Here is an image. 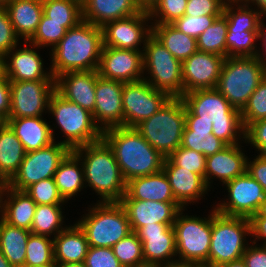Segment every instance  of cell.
<instances>
[{
  "label": "cell",
  "mask_w": 266,
  "mask_h": 267,
  "mask_svg": "<svg viewBox=\"0 0 266 267\" xmlns=\"http://www.w3.org/2000/svg\"><path fill=\"white\" fill-rule=\"evenodd\" d=\"M103 47L102 27L82 20L69 28L51 50L50 70L54 78L71 71L98 70Z\"/></svg>",
  "instance_id": "6da1fadb"
},
{
  "label": "cell",
  "mask_w": 266,
  "mask_h": 267,
  "mask_svg": "<svg viewBox=\"0 0 266 267\" xmlns=\"http://www.w3.org/2000/svg\"><path fill=\"white\" fill-rule=\"evenodd\" d=\"M102 138L112 148L126 183L163 169L165 157L156 151L135 127H114L103 131Z\"/></svg>",
  "instance_id": "7a4b0ae2"
},
{
  "label": "cell",
  "mask_w": 266,
  "mask_h": 267,
  "mask_svg": "<svg viewBox=\"0 0 266 267\" xmlns=\"http://www.w3.org/2000/svg\"><path fill=\"white\" fill-rule=\"evenodd\" d=\"M72 151L82 162L86 187L100 195L98 202H119L126 193V181L108 143L102 138Z\"/></svg>",
  "instance_id": "3957f363"
},
{
  "label": "cell",
  "mask_w": 266,
  "mask_h": 267,
  "mask_svg": "<svg viewBox=\"0 0 266 267\" xmlns=\"http://www.w3.org/2000/svg\"><path fill=\"white\" fill-rule=\"evenodd\" d=\"M181 99L185 104V115L209 120L213 123L212 134L227 145L245 141L240 111L233 108L216 88L194 90L184 94Z\"/></svg>",
  "instance_id": "277c9868"
},
{
  "label": "cell",
  "mask_w": 266,
  "mask_h": 267,
  "mask_svg": "<svg viewBox=\"0 0 266 267\" xmlns=\"http://www.w3.org/2000/svg\"><path fill=\"white\" fill-rule=\"evenodd\" d=\"M135 129L163 157L167 158L182 143L185 129V104L181 98H170L150 118Z\"/></svg>",
  "instance_id": "5b68a950"
},
{
  "label": "cell",
  "mask_w": 266,
  "mask_h": 267,
  "mask_svg": "<svg viewBox=\"0 0 266 267\" xmlns=\"http://www.w3.org/2000/svg\"><path fill=\"white\" fill-rule=\"evenodd\" d=\"M265 78V66L255 57H226L216 89L240 112Z\"/></svg>",
  "instance_id": "8992f818"
},
{
  "label": "cell",
  "mask_w": 266,
  "mask_h": 267,
  "mask_svg": "<svg viewBox=\"0 0 266 267\" xmlns=\"http://www.w3.org/2000/svg\"><path fill=\"white\" fill-rule=\"evenodd\" d=\"M76 221L86 234L89 247L112 248L131 233L129 219L120 202H96Z\"/></svg>",
  "instance_id": "52a82bcc"
},
{
  "label": "cell",
  "mask_w": 266,
  "mask_h": 267,
  "mask_svg": "<svg viewBox=\"0 0 266 267\" xmlns=\"http://www.w3.org/2000/svg\"><path fill=\"white\" fill-rule=\"evenodd\" d=\"M212 232L208 266L241 259L248 244L245 236H251L249 218L225 216L212 207Z\"/></svg>",
  "instance_id": "ba28073f"
},
{
  "label": "cell",
  "mask_w": 266,
  "mask_h": 267,
  "mask_svg": "<svg viewBox=\"0 0 266 267\" xmlns=\"http://www.w3.org/2000/svg\"><path fill=\"white\" fill-rule=\"evenodd\" d=\"M48 112L56 120L65 138L59 141L70 150L102 139L103 132L95 124L90 111L64 99L56 91L51 95Z\"/></svg>",
  "instance_id": "9c48e42d"
},
{
  "label": "cell",
  "mask_w": 266,
  "mask_h": 267,
  "mask_svg": "<svg viewBox=\"0 0 266 267\" xmlns=\"http://www.w3.org/2000/svg\"><path fill=\"white\" fill-rule=\"evenodd\" d=\"M182 208L176 216L175 232L177 263L208 265L212 232V209L208 217L188 216ZM184 214V215H183Z\"/></svg>",
  "instance_id": "30bf717a"
},
{
  "label": "cell",
  "mask_w": 266,
  "mask_h": 267,
  "mask_svg": "<svg viewBox=\"0 0 266 267\" xmlns=\"http://www.w3.org/2000/svg\"><path fill=\"white\" fill-rule=\"evenodd\" d=\"M143 63L144 72L148 74L144 80L152 87L166 92L171 98L183 96L182 63L153 34L144 44Z\"/></svg>",
  "instance_id": "8fae6325"
},
{
  "label": "cell",
  "mask_w": 266,
  "mask_h": 267,
  "mask_svg": "<svg viewBox=\"0 0 266 267\" xmlns=\"http://www.w3.org/2000/svg\"><path fill=\"white\" fill-rule=\"evenodd\" d=\"M70 151L66 145L54 141L44 148L27 152L19 170L8 181V186L24 191L40 180L54 177L59 164Z\"/></svg>",
  "instance_id": "7c38bea8"
},
{
  "label": "cell",
  "mask_w": 266,
  "mask_h": 267,
  "mask_svg": "<svg viewBox=\"0 0 266 267\" xmlns=\"http://www.w3.org/2000/svg\"><path fill=\"white\" fill-rule=\"evenodd\" d=\"M170 98L145 80L123 83V126L135 127L159 111Z\"/></svg>",
  "instance_id": "4fadbf2b"
},
{
  "label": "cell",
  "mask_w": 266,
  "mask_h": 267,
  "mask_svg": "<svg viewBox=\"0 0 266 267\" xmlns=\"http://www.w3.org/2000/svg\"><path fill=\"white\" fill-rule=\"evenodd\" d=\"M228 192L226 201H220L215 210L225 216L251 218L257 213L266 197L261 184L246 171L243 175L224 184Z\"/></svg>",
  "instance_id": "5bb4252c"
},
{
  "label": "cell",
  "mask_w": 266,
  "mask_h": 267,
  "mask_svg": "<svg viewBox=\"0 0 266 267\" xmlns=\"http://www.w3.org/2000/svg\"><path fill=\"white\" fill-rule=\"evenodd\" d=\"M11 110L9 118H31L48 112L55 80L10 81ZM47 110V111H46Z\"/></svg>",
  "instance_id": "9a60e30c"
},
{
  "label": "cell",
  "mask_w": 266,
  "mask_h": 267,
  "mask_svg": "<svg viewBox=\"0 0 266 267\" xmlns=\"http://www.w3.org/2000/svg\"><path fill=\"white\" fill-rule=\"evenodd\" d=\"M102 30L103 46L143 51L146 39L152 34L150 15L140 11L133 16L107 22Z\"/></svg>",
  "instance_id": "2e32d148"
},
{
  "label": "cell",
  "mask_w": 266,
  "mask_h": 267,
  "mask_svg": "<svg viewBox=\"0 0 266 267\" xmlns=\"http://www.w3.org/2000/svg\"><path fill=\"white\" fill-rule=\"evenodd\" d=\"M98 73L103 78L122 83L144 80L143 51L103 46Z\"/></svg>",
  "instance_id": "e0dca14e"
},
{
  "label": "cell",
  "mask_w": 266,
  "mask_h": 267,
  "mask_svg": "<svg viewBox=\"0 0 266 267\" xmlns=\"http://www.w3.org/2000/svg\"><path fill=\"white\" fill-rule=\"evenodd\" d=\"M173 224H146L135 232L142 242L145 263L162 264L165 266L177 263V260H175L177 253Z\"/></svg>",
  "instance_id": "ac0fdd59"
},
{
  "label": "cell",
  "mask_w": 266,
  "mask_h": 267,
  "mask_svg": "<svg viewBox=\"0 0 266 267\" xmlns=\"http://www.w3.org/2000/svg\"><path fill=\"white\" fill-rule=\"evenodd\" d=\"M225 57L196 51L182 62L183 95L199 89H214L219 80Z\"/></svg>",
  "instance_id": "d6986e66"
},
{
  "label": "cell",
  "mask_w": 266,
  "mask_h": 267,
  "mask_svg": "<svg viewBox=\"0 0 266 267\" xmlns=\"http://www.w3.org/2000/svg\"><path fill=\"white\" fill-rule=\"evenodd\" d=\"M123 83L100 75L95 86V108L92 113L95 124L103 132L123 126Z\"/></svg>",
  "instance_id": "ffe728a7"
},
{
  "label": "cell",
  "mask_w": 266,
  "mask_h": 267,
  "mask_svg": "<svg viewBox=\"0 0 266 267\" xmlns=\"http://www.w3.org/2000/svg\"><path fill=\"white\" fill-rule=\"evenodd\" d=\"M23 44L25 47L16 46L5 55L6 75L9 81L55 80L50 69L44 70L43 59L36 51L39 47L36 48L28 41Z\"/></svg>",
  "instance_id": "44dd1931"
},
{
  "label": "cell",
  "mask_w": 266,
  "mask_h": 267,
  "mask_svg": "<svg viewBox=\"0 0 266 267\" xmlns=\"http://www.w3.org/2000/svg\"><path fill=\"white\" fill-rule=\"evenodd\" d=\"M120 204L126 211L132 232L144 225L155 223H174L182 207L177 202L121 199Z\"/></svg>",
  "instance_id": "7402d4cb"
},
{
  "label": "cell",
  "mask_w": 266,
  "mask_h": 267,
  "mask_svg": "<svg viewBox=\"0 0 266 267\" xmlns=\"http://www.w3.org/2000/svg\"><path fill=\"white\" fill-rule=\"evenodd\" d=\"M98 70L71 71L55 78V91L67 101L94 112Z\"/></svg>",
  "instance_id": "603a6c76"
},
{
  "label": "cell",
  "mask_w": 266,
  "mask_h": 267,
  "mask_svg": "<svg viewBox=\"0 0 266 267\" xmlns=\"http://www.w3.org/2000/svg\"><path fill=\"white\" fill-rule=\"evenodd\" d=\"M163 171L169 179L175 200L182 208L198 202L210 190L203 176L176 166L168 157L164 159Z\"/></svg>",
  "instance_id": "cb8c5ba5"
},
{
  "label": "cell",
  "mask_w": 266,
  "mask_h": 267,
  "mask_svg": "<svg viewBox=\"0 0 266 267\" xmlns=\"http://www.w3.org/2000/svg\"><path fill=\"white\" fill-rule=\"evenodd\" d=\"M241 147V144L227 145L219 152L206 157L205 182L209 189L213 178L219 179L224 185L246 172L248 156Z\"/></svg>",
  "instance_id": "d4e9b609"
},
{
  "label": "cell",
  "mask_w": 266,
  "mask_h": 267,
  "mask_svg": "<svg viewBox=\"0 0 266 267\" xmlns=\"http://www.w3.org/2000/svg\"><path fill=\"white\" fill-rule=\"evenodd\" d=\"M5 123L21 141L26 153L44 148L55 141L54 128L43 116L8 118Z\"/></svg>",
  "instance_id": "484cf974"
},
{
  "label": "cell",
  "mask_w": 266,
  "mask_h": 267,
  "mask_svg": "<svg viewBox=\"0 0 266 267\" xmlns=\"http://www.w3.org/2000/svg\"><path fill=\"white\" fill-rule=\"evenodd\" d=\"M122 199L177 202L163 169L154 174L129 180L126 183V193Z\"/></svg>",
  "instance_id": "4316f807"
},
{
  "label": "cell",
  "mask_w": 266,
  "mask_h": 267,
  "mask_svg": "<svg viewBox=\"0 0 266 267\" xmlns=\"http://www.w3.org/2000/svg\"><path fill=\"white\" fill-rule=\"evenodd\" d=\"M81 6L82 20L99 27L140 12L135 0H86Z\"/></svg>",
  "instance_id": "83f0119b"
},
{
  "label": "cell",
  "mask_w": 266,
  "mask_h": 267,
  "mask_svg": "<svg viewBox=\"0 0 266 267\" xmlns=\"http://www.w3.org/2000/svg\"><path fill=\"white\" fill-rule=\"evenodd\" d=\"M53 246L57 264L84 262L89 249L86 234L77 222L59 232Z\"/></svg>",
  "instance_id": "f1b7e54d"
},
{
  "label": "cell",
  "mask_w": 266,
  "mask_h": 267,
  "mask_svg": "<svg viewBox=\"0 0 266 267\" xmlns=\"http://www.w3.org/2000/svg\"><path fill=\"white\" fill-rule=\"evenodd\" d=\"M5 8L8 11L16 36L29 41L37 31L43 15L42 0H9Z\"/></svg>",
  "instance_id": "f546056e"
},
{
  "label": "cell",
  "mask_w": 266,
  "mask_h": 267,
  "mask_svg": "<svg viewBox=\"0 0 266 267\" xmlns=\"http://www.w3.org/2000/svg\"><path fill=\"white\" fill-rule=\"evenodd\" d=\"M3 200L1 218L12 226L30 231L37 206L35 201L25 191L8 185Z\"/></svg>",
  "instance_id": "4dcf8cb0"
},
{
  "label": "cell",
  "mask_w": 266,
  "mask_h": 267,
  "mask_svg": "<svg viewBox=\"0 0 266 267\" xmlns=\"http://www.w3.org/2000/svg\"><path fill=\"white\" fill-rule=\"evenodd\" d=\"M53 178L65 202L86 187L82 162L72 150L61 161Z\"/></svg>",
  "instance_id": "1f68e13d"
},
{
  "label": "cell",
  "mask_w": 266,
  "mask_h": 267,
  "mask_svg": "<svg viewBox=\"0 0 266 267\" xmlns=\"http://www.w3.org/2000/svg\"><path fill=\"white\" fill-rule=\"evenodd\" d=\"M152 34L181 63L197 49L196 38L179 31L172 24H151Z\"/></svg>",
  "instance_id": "d6a6232c"
},
{
  "label": "cell",
  "mask_w": 266,
  "mask_h": 267,
  "mask_svg": "<svg viewBox=\"0 0 266 267\" xmlns=\"http://www.w3.org/2000/svg\"><path fill=\"white\" fill-rule=\"evenodd\" d=\"M25 150L21 141L5 123L0 124V176L7 182L19 170Z\"/></svg>",
  "instance_id": "836d02e7"
},
{
  "label": "cell",
  "mask_w": 266,
  "mask_h": 267,
  "mask_svg": "<svg viewBox=\"0 0 266 267\" xmlns=\"http://www.w3.org/2000/svg\"><path fill=\"white\" fill-rule=\"evenodd\" d=\"M31 231L12 226L0 217V250L14 267H25L27 240Z\"/></svg>",
  "instance_id": "e575fe53"
},
{
  "label": "cell",
  "mask_w": 266,
  "mask_h": 267,
  "mask_svg": "<svg viewBox=\"0 0 266 267\" xmlns=\"http://www.w3.org/2000/svg\"><path fill=\"white\" fill-rule=\"evenodd\" d=\"M62 205L65 204H43L37 205L32 221L31 233L36 235H45L54 238L59 232L65 229L63 227Z\"/></svg>",
  "instance_id": "d590c367"
},
{
  "label": "cell",
  "mask_w": 266,
  "mask_h": 267,
  "mask_svg": "<svg viewBox=\"0 0 266 267\" xmlns=\"http://www.w3.org/2000/svg\"><path fill=\"white\" fill-rule=\"evenodd\" d=\"M226 57H255L259 53L257 45L259 29H240L227 26Z\"/></svg>",
  "instance_id": "8d00e7d4"
},
{
  "label": "cell",
  "mask_w": 266,
  "mask_h": 267,
  "mask_svg": "<svg viewBox=\"0 0 266 267\" xmlns=\"http://www.w3.org/2000/svg\"><path fill=\"white\" fill-rule=\"evenodd\" d=\"M227 19L222 14L197 37L198 51L214 53L226 58Z\"/></svg>",
  "instance_id": "74e56055"
},
{
  "label": "cell",
  "mask_w": 266,
  "mask_h": 267,
  "mask_svg": "<svg viewBox=\"0 0 266 267\" xmlns=\"http://www.w3.org/2000/svg\"><path fill=\"white\" fill-rule=\"evenodd\" d=\"M78 23L50 21V18L43 13L37 31L28 42L36 47H50L52 50L65 36L67 30Z\"/></svg>",
  "instance_id": "f35d334b"
},
{
  "label": "cell",
  "mask_w": 266,
  "mask_h": 267,
  "mask_svg": "<svg viewBox=\"0 0 266 267\" xmlns=\"http://www.w3.org/2000/svg\"><path fill=\"white\" fill-rule=\"evenodd\" d=\"M57 264L54 259L53 238L30 234L26 246L25 267Z\"/></svg>",
  "instance_id": "ab89813d"
},
{
  "label": "cell",
  "mask_w": 266,
  "mask_h": 267,
  "mask_svg": "<svg viewBox=\"0 0 266 267\" xmlns=\"http://www.w3.org/2000/svg\"><path fill=\"white\" fill-rule=\"evenodd\" d=\"M223 15L227 19V26L240 29H259V22L264 17L256 8L239 3H225Z\"/></svg>",
  "instance_id": "60d3db41"
},
{
  "label": "cell",
  "mask_w": 266,
  "mask_h": 267,
  "mask_svg": "<svg viewBox=\"0 0 266 267\" xmlns=\"http://www.w3.org/2000/svg\"><path fill=\"white\" fill-rule=\"evenodd\" d=\"M181 146L208 157L222 150L227 144L212 132L184 131Z\"/></svg>",
  "instance_id": "b9f144b4"
},
{
  "label": "cell",
  "mask_w": 266,
  "mask_h": 267,
  "mask_svg": "<svg viewBox=\"0 0 266 267\" xmlns=\"http://www.w3.org/2000/svg\"><path fill=\"white\" fill-rule=\"evenodd\" d=\"M114 255L123 267H136L145 263L142 242L135 232L129 233L112 247Z\"/></svg>",
  "instance_id": "7bdbcfd3"
},
{
  "label": "cell",
  "mask_w": 266,
  "mask_h": 267,
  "mask_svg": "<svg viewBox=\"0 0 266 267\" xmlns=\"http://www.w3.org/2000/svg\"><path fill=\"white\" fill-rule=\"evenodd\" d=\"M43 13L56 22H81L82 6L74 0H42Z\"/></svg>",
  "instance_id": "ee69618b"
},
{
  "label": "cell",
  "mask_w": 266,
  "mask_h": 267,
  "mask_svg": "<svg viewBox=\"0 0 266 267\" xmlns=\"http://www.w3.org/2000/svg\"><path fill=\"white\" fill-rule=\"evenodd\" d=\"M240 113L244 129L257 120L266 119V77L249 97L247 104Z\"/></svg>",
  "instance_id": "f6af8a7d"
},
{
  "label": "cell",
  "mask_w": 266,
  "mask_h": 267,
  "mask_svg": "<svg viewBox=\"0 0 266 267\" xmlns=\"http://www.w3.org/2000/svg\"><path fill=\"white\" fill-rule=\"evenodd\" d=\"M188 0H160L149 13L151 24H171L185 14ZM154 19V20H153Z\"/></svg>",
  "instance_id": "bcb514c9"
},
{
  "label": "cell",
  "mask_w": 266,
  "mask_h": 267,
  "mask_svg": "<svg viewBox=\"0 0 266 267\" xmlns=\"http://www.w3.org/2000/svg\"><path fill=\"white\" fill-rule=\"evenodd\" d=\"M37 205L64 204V199L58 192L54 178L40 180L24 190Z\"/></svg>",
  "instance_id": "7dc6e473"
},
{
  "label": "cell",
  "mask_w": 266,
  "mask_h": 267,
  "mask_svg": "<svg viewBox=\"0 0 266 267\" xmlns=\"http://www.w3.org/2000/svg\"><path fill=\"white\" fill-rule=\"evenodd\" d=\"M168 158L178 167H183L191 172L204 177L206 170V157L194 150L179 146Z\"/></svg>",
  "instance_id": "c3c4849f"
},
{
  "label": "cell",
  "mask_w": 266,
  "mask_h": 267,
  "mask_svg": "<svg viewBox=\"0 0 266 267\" xmlns=\"http://www.w3.org/2000/svg\"><path fill=\"white\" fill-rule=\"evenodd\" d=\"M219 16H190L184 15L173 23L179 31L197 39Z\"/></svg>",
  "instance_id": "681fc988"
},
{
  "label": "cell",
  "mask_w": 266,
  "mask_h": 267,
  "mask_svg": "<svg viewBox=\"0 0 266 267\" xmlns=\"http://www.w3.org/2000/svg\"><path fill=\"white\" fill-rule=\"evenodd\" d=\"M84 263L86 267H123L108 247H89Z\"/></svg>",
  "instance_id": "f907efd6"
},
{
  "label": "cell",
  "mask_w": 266,
  "mask_h": 267,
  "mask_svg": "<svg viewBox=\"0 0 266 267\" xmlns=\"http://www.w3.org/2000/svg\"><path fill=\"white\" fill-rule=\"evenodd\" d=\"M19 40L14 32L7 9L0 7V53L6 55L19 45Z\"/></svg>",
  "instance_id": "816d5d0a"
},
{
  "label": "cell",
  "mask_w": 266,
  "mask_h": 267,
  "mask_svg": "<svg viewBox=\"0 0 266 267\" xmlns=\"http://www.w3.org/2000/svg\"><path fill=\"white\" fill-rule=\"evenodd\" d=\"M224 6V0H188L184 15L221 16Z\"/></svg>",
  "instance_id": "f5cc1de1"
},
{
  "label": "cell",
  "mask_w": 266,
  "mask_h": 267,
  "mask_svg": "<svg viewBox=\"0 0 266 267\" xmlns=\"http://www.w3.org/2000/svg\"><path fill=\"white\" fill-rule=\"evenodd\" d=\"M245 143L251 144L258 154H266V119L251 123L245 129Z\"/></svg>",
  "instance_id": "db71d44e"
},
{
  "label": "cell",
  "mask_w": 266,
  "mask_h": 267,
  "mask_svg": "<svg viewBox=\"0 0 266 267\" xmlns=\"http://www.w3.org/2000/svg\"><path fill=\"white\" fill-rule=\"evenodd\" d=\"M250 243L252 245H250ZM241 257L246 267H266V245H257L250 240Z\"/></svg>",
  "instance_id": "11a10c76"
},
{
  "label": "cell",
  "mask_w": 266,
  "mask_h": 267,
  "mask_svg": "<svg viewBox=\"0 0 266 267\" xmlns=\"http://www.w3.org/2000/svg\"><path fill=\"white\" fill-rule=\"evenodd\" d=\"M249 175L259 182L266 193V155L258 154L251 161L247 158V169Z\"/></svg>",
  "instance_id": "9f6ffc18"
},
{
  "label": "cell",
  "mask_w": 266,
  "mask_h": 267,
  "mask_svg": "<svg viewBox=\"0 0 266 267\" xmlns=\"http://www.w3.org/2000/svg\"><path fill=\"white\" fill-rule=\"evenodd\" d=\"M11 110V89L8 78L0 79V121L5 122Z\"/></svg>",
  "instance_id": "6f0895ef"
},
{
  "label": "cell",
  "mask_w": 266,
  "mask_h": 267,
  "mask_svg": "<svg viewBox=\"0 0 266 267\" xmlns=\"http://www.w3.org/2000/svg\"><path fill=\"white\" fill-rule=\"evenodd\" d=\"M212 124L209 120L200 119L196 115H185L184 131L212 132Z\"/></svg>",
  "instance_id": "680465c9"
},
{
  "label": "cell",
  "mask_w": 266,
  "mask_h": 267,
  "mask_svg": "<svg viewBox=\"0 0 266 267\" xmlns=\"http://www.w3.org/2000/svg\"><path fill=\"white\" fill-rule=\"evenodd\" d=\"M251 238L255 237L252 242L256 243L258 240L264 242L266 245V217H251Z\"/></svg>",
  "instance_id": "91938a15"
},
{
  "label": "cell",
  "mask_w": 266,
  "mask_h": 267,
  "mask_svg": "<svg viewBox=\"0 0 266 267\" xmlns=\"http://www.w3.org/2000/svg\"><path fill=\"white\" fill-rule=\"evenodd\" d=\"M265 28H266V24L264 23L263 18H261V20L259 22L258 37H259L260 41L263 40L262 41V48L263 49L261 48V50H263V51H260V48H259V53H258L257 57L260 59V61L262 62V64L264 66L266 65V29Z\"/></svg>",
  "instance_id": "94428289"
},
{
  "label": "cell",
  "mask_w": 266,
  "mask_h": 267,
  "mask_svg": "<svg viewBox=\"0 0 266 267\" xmlns=\"http://www.w3.org/2000/svg\"><path fill=\"white\" fill-rule=\"evenodd\" d=\"M140 11L150 13L160 0H135Z\"/></svg>",
  "instance_id": "6125c7cd"
},
{
  "label": "cell",
  "mask_w": 266,
  "mask_h": 267,
  "mask_svg": "<svg viewBox=\"0 0 266 267\" xmlns=\"http://www.w3.org/2000/svg\"><path fill=\"white\" fill-rule=\"evenodd\" d=\"M242 3L249 6H255V8L266 17V0H244ZM257 6V7H256Z\"/></svg>",
  "instance_id": "be15d7a7"
},
{
  "label": "cell",
  "mask_w": 266,
  "mask_h": 267,
  "mask_svg": "<svg viewBox=\"0 0 266 267\" xmlns=\"http://www.w3.org/2000/svg\"><path fill=\"white\" fill-rule=\"evenodd\" d=\"M7 185L8 182L3 177L0 176V217L2 213L3 195Z\"/></svg>",
  "instance_id": "e7e4bbea"
},
{
  "label": "cell",
  "mask_w": 266,
  "mask_h": 267,
  "mask_svg": "<svg viewBox=\"0 0 266 267\" xmlns=\"http://www.w3.org/2000/svg\"><path fill=\"white\" fill-rule=\"evenodd\" d=\"M7 78L6 75V58L5 55L0 53V79Z\"/></svg>",
  "instance_id": "03108f58"
},
{
  "label": "cell",
  "mask_w": 266,
  "mask_h": 267,
  "mask_svg": "<svg viewBox=\"0 0 266 267\" xmlns=\"http://www.w3.org/2000/svg\"><path fill=\"white\" fill-rule=\"evenodd\" d=\"M217 267H246L244 261L241 259L221 264Z\"/></svg>",
  "instance_id": "003e7915"
},
{
  "label": "cell",
  "mask_w": 266,
  "mask_h": 267,
  "mask_svg": "<svg viewBox=\"0 0 266 267\" xmlns=\"http://www.w3.org/2000/svg\"><path fill=\"white\" fill-rule=\"evenodd\" d=\"M252 217H266V197L262 201L258 211Z\"/></svg>",
  "instance_id": "a7ac6f4b"
},
{
  "label": "cell",
  "mask_w": 266,
  "mask_h": 267,
  "mask_svg": "<svg viewBox=\"0 0 266 267\" xmlns=\"http://www.w3.org/2000/svg\"><path fill=\"white\" fill-rule=\"evenodd\" d=\"M0 267H14L9 263V261L6 259V257L3 255V253L0 250Z\"/></svg>",
  "instance_id": "89a4df30"
},
{
  "label": "cell",
  "mask_w": 266,
  "mask_h": 267,
  "mask_svg": "<svg viewBox=\"0 0 266 267\" xmlns=\"http://www.w3.org/2000/svg\"><path fill=\"white\" fill-rule=\"evenodd\" d=\"M57 267H86L84 262L57 264Z\"/></svg>",
  "instance_id": "2644e50d"
},
{
  "label": "cell",
  "mask_w": 266,
  "mask_h": 267,
  "mask_svg": "<svg viewBox=\"0 0 266 267\" xmlns=\"http://www.w3.org/2000/svg\"><path fill=\"white\" fill-rule=\"evenodd\" d=\"M136 267H166V266L162 264L142 263V264L137 265Z\"/></svg>",
  "instance_id": "8c879c8a"
},
{
  "label": "cell",
  "mask_w": 266,
  "mask_h": 267,
  "mask_svg": "<svg viewBox=\"0 0 266 267\" xmlns=\"http://www.w3.org/2000/svg\"><path fill=\"white\" fill-rule=\"evenodd\" d=\"M166 267H194V264H188V263H174V264H169Z\"/></svg>",
  "instance_id": "753ad0ef"
},
{
  "label": "cell",
  "mask_w": 266,
  "mask_h": 267,
  "mask_svg": "<svg viewBox=\"0 0 266 267\" xmlns=\"http://www.w3.org/2000/svg\"><path fill=\"white\" fill-rule=\"evenodd\" d=\"M244 0H224L225 3H239L243 2Z\"/></svg>",
  "instance_id": "34e18365"
},
{
  "label": "cell",
  "mask_w": 266,
  "mask_h": 267,
  "mask_svg": "<svg viewBox=\"0 0 266 267\" xmlns=\"http://www.w3.org/2000/svg\"><path fill=\"white\" fill-rule=\"evenodd\" d=\"M34 267H57V264H45V265L34 266Z\"/></svg>",
  "instance_id": "11e5206c"
},
{
  "label": "cell",
  "mask_w": 266,
  "mask_h": 267,
  "mask_svg": "<svg viewBox=\"0 0 266 267\" xmlns=\"http://www.w3.org/2000/svg\"><path fill=\"white\" fill-rule=\"evenodd\" d=\"M9 0H0V7H5L6 3L8 2Z\"/></svg>",
  "instance_id": "2a66077c"
},
{
  "label": "cell",
  "mask_w": 266,
  "mask_h": 267,
  "mask_svg": "<svg viewBox=\"0 0 266 267\" xmlns=\"http://www.w3.org/2000/svg\"><path fill=\"white\" fill-rule=\"evenodd\" d=\"M194 267H212V266H208V265H205V264H194Z\"/></svg>",
  "instance_id": "b9fcfbb0"
},
{
  "label": "cell",
  "mask_w": 266,
  "mask_h": 267,
  "mask_svg": "<svg viewBox=\"0 0 266 267\" xmlns=\"http://www.w3.org/2000/svg\"><path fill=\"white\" fill-rule=\"evenodd\" d=\"M77 1L80 5H82L86 0H74Z\"/></svg>",
  "instance_id": "09005b40"
}]
</instances>
